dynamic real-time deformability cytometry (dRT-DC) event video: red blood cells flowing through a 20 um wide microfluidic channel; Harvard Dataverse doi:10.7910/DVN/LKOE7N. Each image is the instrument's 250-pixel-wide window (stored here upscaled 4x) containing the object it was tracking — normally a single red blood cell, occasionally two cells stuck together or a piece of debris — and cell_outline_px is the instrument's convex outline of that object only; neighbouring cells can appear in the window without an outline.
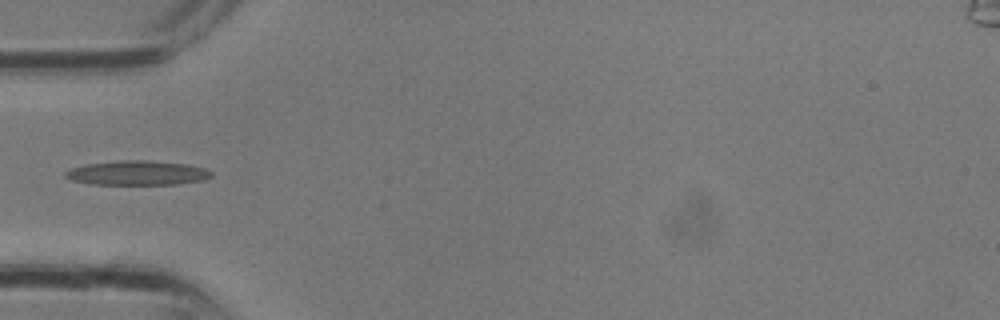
{"species": "common noctule bat (a hibernating species)", "species_latin": "Nyctalus noctula", "temperature_condition": "room temperature", "stored_images_in_passage": 3, "camera_frame_rate_fps": 3000, "um_per_image_px": 0.085, "animal": {"sex": "male", "body_mass_g": 13.3}, "frame": {"image": 1, "passage_image": 3, "time_ms": 0.667, "image_size_px": [1000, 320], "cell_outline_px": [[212, 176], [204, 180], [176, 184], [92, 184], [72, 180], [64, 176], [64, 172], [72, 168], [84, 164], [116, 160], [148, 160], [188, 164], [204, 168], [212, 172]], "centroid_in_image_um": [11.66, 14.69], "position_along_channel_um": 73.3, "area_um2": 20.87}}